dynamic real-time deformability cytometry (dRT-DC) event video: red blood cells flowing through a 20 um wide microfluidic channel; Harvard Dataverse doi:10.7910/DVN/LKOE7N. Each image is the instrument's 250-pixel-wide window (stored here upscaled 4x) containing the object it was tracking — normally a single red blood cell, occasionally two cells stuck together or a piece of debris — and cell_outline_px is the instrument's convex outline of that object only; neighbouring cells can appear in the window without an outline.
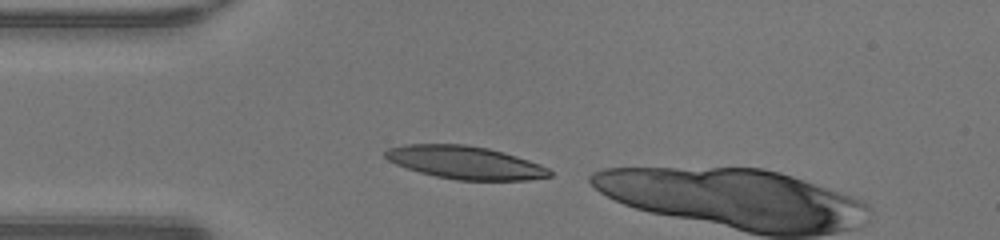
{"species": "human", "species_latin": "Homo sapiens", "temperature_condition": "warm", "stored_images_in_passage": 3, "camera_frame_rate_fps": 3000, "um_per_image_px": 0.085, "donor": {"sex": "male"}, "frame": {"image": 1, "passage_image": 1, "time_ms": 0.0, "image_size_px": [1000, 240], "cell_outline_px": [[552, 176], [528, 180], [456, 180], [436, 176], [420, 172], [396, 164], [388, 160], [384, 156], [384, 152], [388, 148], [404, 144], [468, 144], [488, 148], [504, 152], [540, 164], [548, 168], [552, 172]], "centroid_in_image_um": [39.54, 13.81], "position_along_channel_um": 45.5, "area_um2": 31.56}}